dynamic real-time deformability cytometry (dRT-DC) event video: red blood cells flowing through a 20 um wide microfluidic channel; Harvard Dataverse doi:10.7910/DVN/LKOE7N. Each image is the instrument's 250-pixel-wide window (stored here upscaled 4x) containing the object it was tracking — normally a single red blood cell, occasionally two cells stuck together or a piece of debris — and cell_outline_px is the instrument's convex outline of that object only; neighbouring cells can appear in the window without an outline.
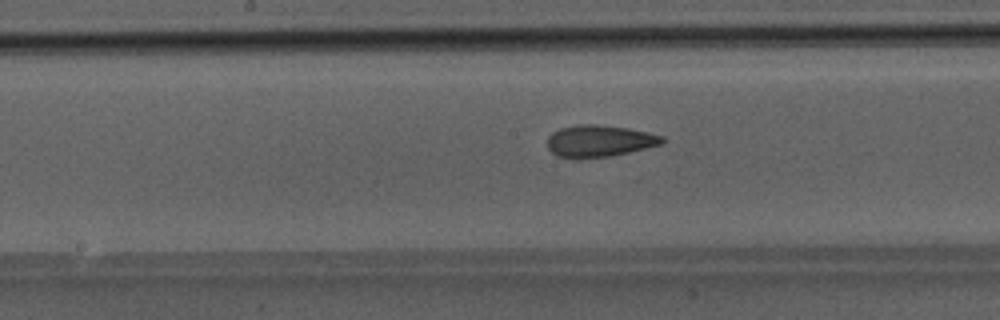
{"species": "Egyptian fruit bat (a non-hibernating species)", "species_latin": "Rousettus aegyptiacus", "temperature_condition": "room temperature", "stored_images_in_passage": 48, "camera_frame_rate_fps": 3000, "um_per_image_px": 0.085, "animal": {"sex": "male"}, "frame": {"image": 1, "passage_image": 25, "time_ms": 8.0, "image_size_px": [1000, 320], "cell_outline_px": [[668, 140], [664, 144], [612, 156], [576, 160], [556, 156], [548, 148], [548, 136], [552, 132], [560, 128], [580, 124], [596, 124], [628, 128], [664, 136]], "centroid_in_image_um": [50.96, 12.0], "position_along_channel_um": 197.2, "area_um2": 21.79}}
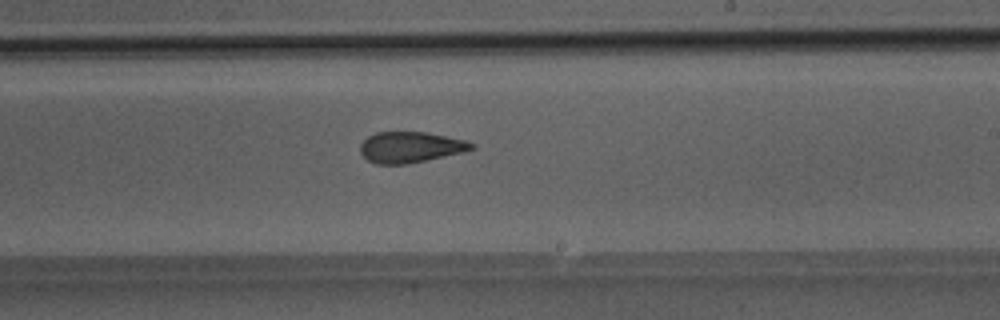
{"frame": {"image": 2, "passage_image": 29, "time_ms": 9.333, "image_size_px": [1000, 320], "cell_outline_px": [[476, 148], [464, 152], [408, 164], [376, 164], [368, 160], [360, 152], [360, 144], [368, 136], [376, 132], [428, 132], [464, 140], [476, 144]], "centroid_in_image_um": [34.9, 12.51], "position_along_channel_um": 254.1, "area_um2": 20.11}}
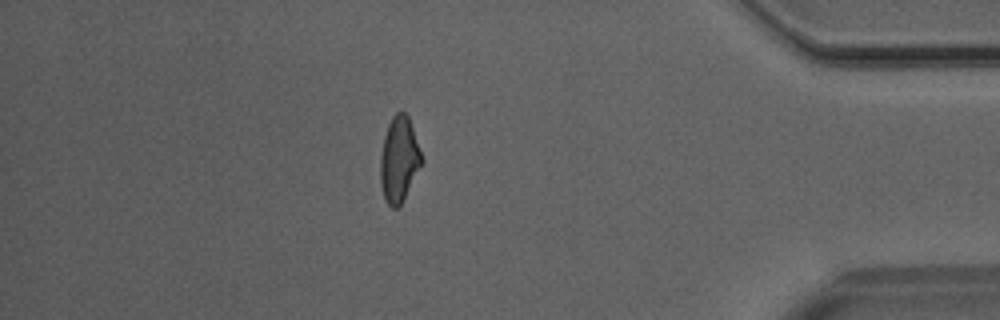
{"frame": {"image": 3, "passage_image": 42, "time_ms": 13.667, "image_size_px": [1000, 320], "cell_outline_px": [[424, 160], [400, 204], [396, 208], [392, 208], [384, 200], [380, 184], [380, 156], [384, 136], [388, 124], [392, 116], [396, 112], [404, 112], [408, 116]], "centroid_in_image_um": [33.9, 13.54], "position_along_channel_um": 401.3, "area_um2": 20.4}}